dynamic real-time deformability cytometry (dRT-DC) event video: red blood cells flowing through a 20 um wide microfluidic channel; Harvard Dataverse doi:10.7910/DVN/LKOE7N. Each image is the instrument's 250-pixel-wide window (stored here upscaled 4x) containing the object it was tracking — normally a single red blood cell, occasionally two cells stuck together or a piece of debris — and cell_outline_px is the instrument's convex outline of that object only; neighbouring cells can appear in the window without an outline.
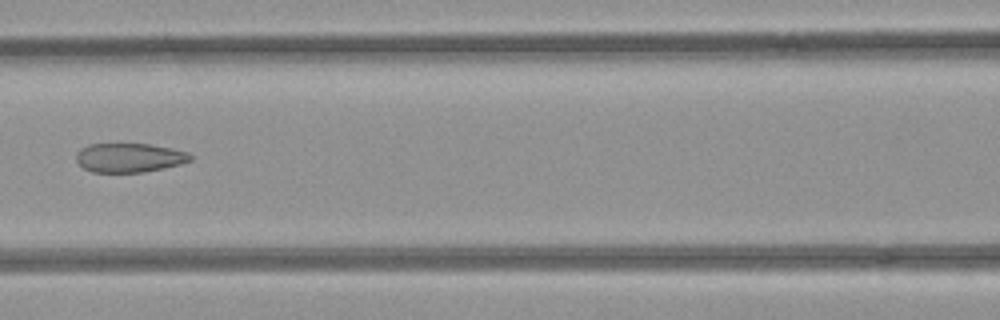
{"species": "common noctule bat (a hibernating species)", "species_latin": "Nyctalus noctula", "temperature_condition": "room temperature", "stored_images_in_passage": 7, "camera_frame_rate_fps": 3000, "um_per_image_px": 0.085, "animal": {"sex": "female", "body_mass_g": 21.9}, "frame": {"image": 1, "passage_image": 6, "time_ms": 1.667, "image_size_px": [1000, 320], "cell_outline_px": [[192, 160], [180, 164], [164, 168], [144, 172], [92, 172], [84, 168], [76, 160], [76, 152], [80, 148], [88, 144], [148, 144], [172, 148], [188, 152], [192, 156]], "centroid_in_image_um": [10.99, 13.4], "position_along_channel_um": 155.6, "area_um2": 19.42}}
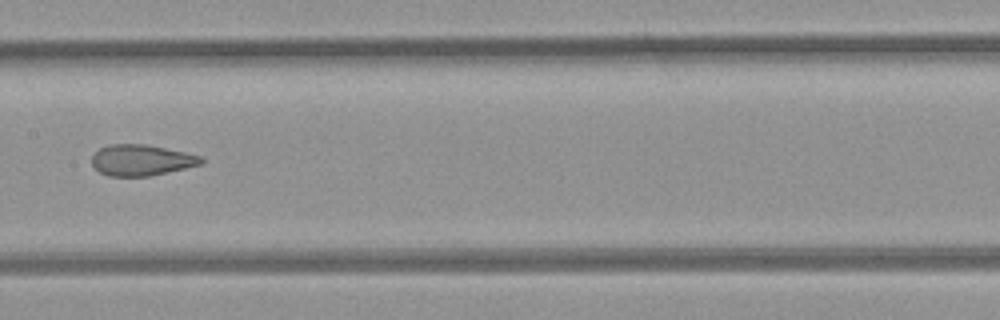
{"frame": {"image": 2, "passage_image": 7, "time_ms": 2.0, "image_size_px": [1000, 320], "cell_outline_px": [[204, 164], [148, 176], [108, 176], [100, 172], [92, 164], [92, 156], [100, 148], [108, 144], [144, 144], [184, 152], [200, 156], [204, 160]], "centroid_in_image_um": [12.01, 13.61], "position_along_channel_um": 195.4, "area_um2": 19.59}}